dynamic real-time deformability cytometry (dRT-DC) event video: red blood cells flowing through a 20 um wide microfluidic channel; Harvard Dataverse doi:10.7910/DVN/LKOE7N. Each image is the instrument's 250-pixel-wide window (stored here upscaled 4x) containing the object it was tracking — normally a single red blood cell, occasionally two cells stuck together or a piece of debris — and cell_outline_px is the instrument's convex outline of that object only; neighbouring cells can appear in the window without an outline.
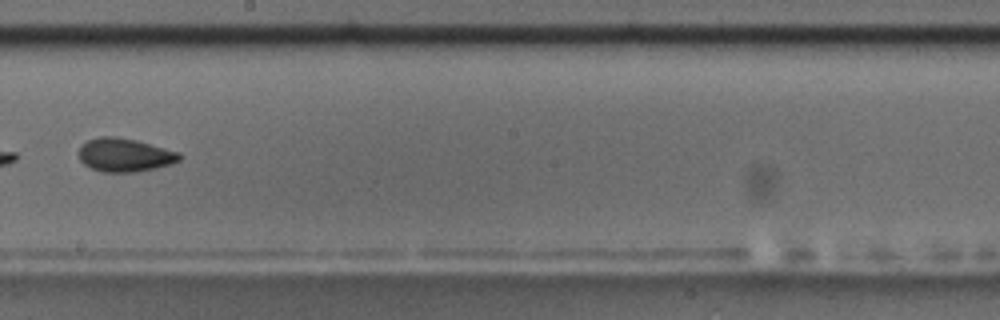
{"species": "common noctule bat (a hibernating species)", "species_latin": "Nyctalus noctula", "temperature_condition": "room temperature", "stored_images_in_passage": 12, "camera_frame_rate_fps": 3000, "um_per_image_px": 0.085, "animal": {"sex": "male", "body_mass_g": 17.5, "forearm_length_mm": 52.3}, "frame": {"image": 1, "passage_image": 6, "time_ms": 5.667, "image_size_px": [1000, 320], "cell_outline_px": [[184, 156], [180, 160], [172, 164], [156, 168], [136, 172], [104, 172], [92, 168], [84, 164], [80, 160], [80, 144], [88, 140], [100, 136], [116, 136], [136, 140], [180, 152]], "centroid_in_image_um": [10.64, 13.17], "position_along_channel_um": 237.6, "area_um2": 19.77}}
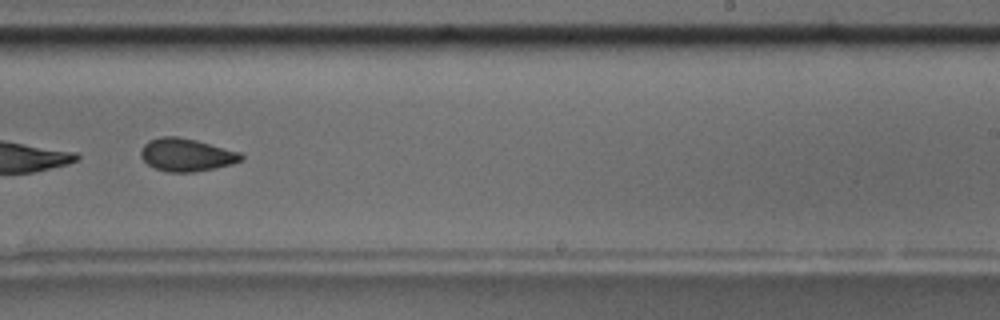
{"frame": {"image": 2, "passage_image": 7, "time_ms": 6.667, "image_size_px": [1000, 320], "cell_outline_px": [[244, 160], [232, 164], [216, 168], [196, 172], [168, 172], [156, 168], [148, 164], [140, 156], [140, 152], [144, 144], [148, 140], [160, 136], [176, 136], [196, 140], [240, 152], [244, 156]], "centroid_in_image_um": [15.86, 13.16], "position_along_channel_um": 273.1, "area_um2": 19.31}, "authors_computed_cell_mechanics": {"area_um2": 19.2185, "velocity_mm_per_s": 3.5583, "shape_relaxation_time_tau1_ms": 3.8222, "shape_relaxation_time_tau2_ms": 9.8539, "deformation_change_tau1": 0.0791, "deformation_change_tau2": 0.1052}}